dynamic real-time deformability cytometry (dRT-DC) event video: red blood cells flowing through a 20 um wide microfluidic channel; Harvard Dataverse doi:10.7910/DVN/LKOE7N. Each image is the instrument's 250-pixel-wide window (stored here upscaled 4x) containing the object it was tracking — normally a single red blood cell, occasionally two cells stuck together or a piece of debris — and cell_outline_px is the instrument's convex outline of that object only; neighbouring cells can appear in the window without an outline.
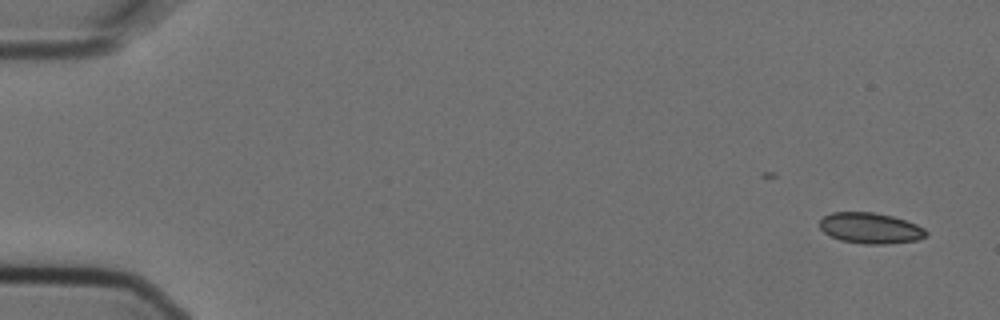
{"species": "Egyptian fruit bat (a non-hibernating species)", "species_latin": "Rousettus aegyptiacus", "temperature_condition": "cold", "stored_images_in_passage": 6, "segment_of_instrument_passage": [2, 2], "camera_frame_rate_fps": 3000, "um_per_image_px": 0.085, "animal": {"sex": "female"}, "frame": {"image": 1, "passage_image": 6, "time_ms": 1.667, "image_size_px": [1000, 320], "cell_outline_px": [[928, 236], [916, 240], [884, 244], [864, 244], [840, 240], [824, 232], [820, 228], [820, 220], [824, 216], [832, 212], [872, 212], [892, 216], [916, 224], [924, 228], [928, 232]], "centroid_in_image_um": [73.99, 19.39], "position_along_channel_um": 11.0, "area_um2": 19.02}}